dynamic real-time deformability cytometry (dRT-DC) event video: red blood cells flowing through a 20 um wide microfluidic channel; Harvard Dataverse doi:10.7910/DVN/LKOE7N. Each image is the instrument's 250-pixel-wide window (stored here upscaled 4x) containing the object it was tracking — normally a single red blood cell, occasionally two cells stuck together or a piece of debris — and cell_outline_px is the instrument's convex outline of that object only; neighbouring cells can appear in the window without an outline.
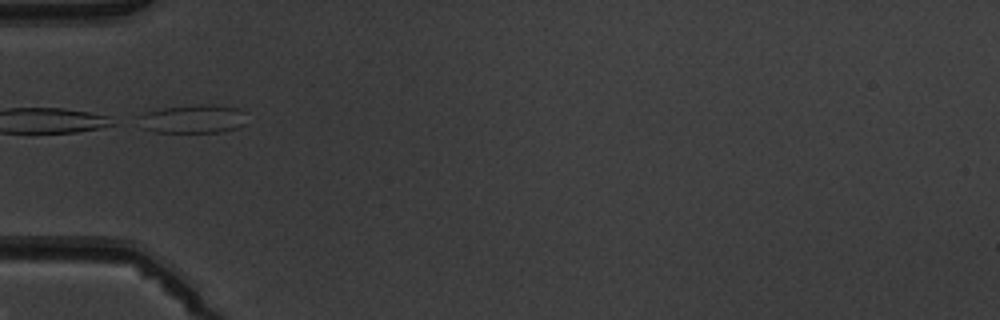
{"species": "common noctule bat (a hibernating species)", "species_latin": "Nyctalus noctula", "temperature_condition": "warm", "stored_images_in_passage": 5, "camera_frame_rate_fps": 3000, "um_per_image_px": 0.085, "animal": {"sex": "male", "body_mass_g": 19.5, "forearm_length_mm": 54.6}, "frame": {"image": 1, "passage_image": 5, "time_ms": 4.667, "image_size_px": [1000, 320], "cell_outline_px": [[244, 124], [236, 128], [220, 132], [156, 132], [144, 128], [136, 116], [144, 112], [164, 108], [196, 104], [212, 104], [240, 108], [244, 112]], "centroid_in_image_um": [16.4, 10.09], "position_along_channel_um": 68.6, "area_um2": 18.03}}